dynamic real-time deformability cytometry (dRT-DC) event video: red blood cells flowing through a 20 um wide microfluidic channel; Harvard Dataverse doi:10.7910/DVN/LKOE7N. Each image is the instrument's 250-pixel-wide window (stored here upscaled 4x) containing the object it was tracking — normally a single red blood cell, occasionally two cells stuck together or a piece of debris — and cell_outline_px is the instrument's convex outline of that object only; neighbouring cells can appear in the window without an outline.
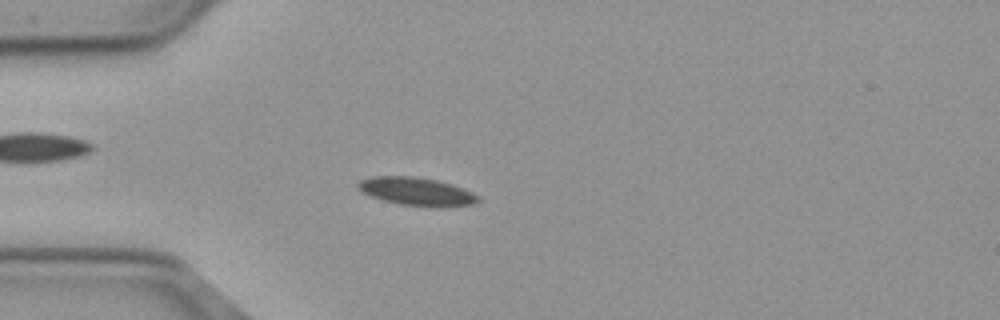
{"species": "common noctule bat (a hibernating species)", "species_latin": "Nyctalus noctula", "temperature_condition": "cold", "stored_images_in_passage": 56, "camera_frame_rate_fps": 3000, "um_per_image_px": 0.085, "animal": {"sex": "male", "body_mass_g": 23.1, "forearm_length_mm": 52.7}, "frame": {"image": 1, "passage_image": 15, "time_ms": 4.667, "image_size_px": [1000, 320], "cell_outline_px": [[480, 200], [476, 204], [444, 208], [432, 208], [400, 204], [384, 200], [360, 192], [356, 188], [356, 184], [360, 180], [372, 176], [412, 176], [436, 180], [452, 184], [472, 192], [480, 196]], "centroid_in_image_um": [35.44, 16.3], "position_along_channel_um": 49.6, "area_um2": 20.11}}
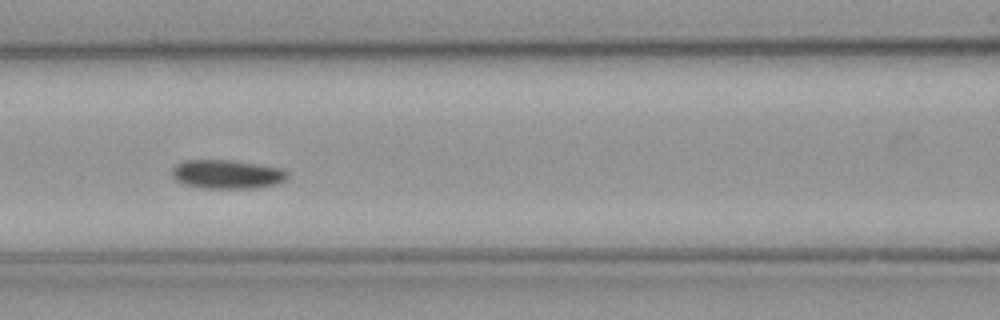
{"frame": {"image": 2, "passage_image": 24, "time_ms": 7.667, "image_size_px": [1000, 320], "cell_outline_px": [[288, 176], [284, 180], [276, 184], [256, 188], [200, 188], [184, 184], [176, 180], [172, 176], [172, 168], [176, 164], [184, 160], [228, 160], [256, 164], [280, 168], [288, 172]], "centroid_in_image_um": [19.26, 14.81], "position_along_channel_um": 147.3, "area_um2": 19.36}}
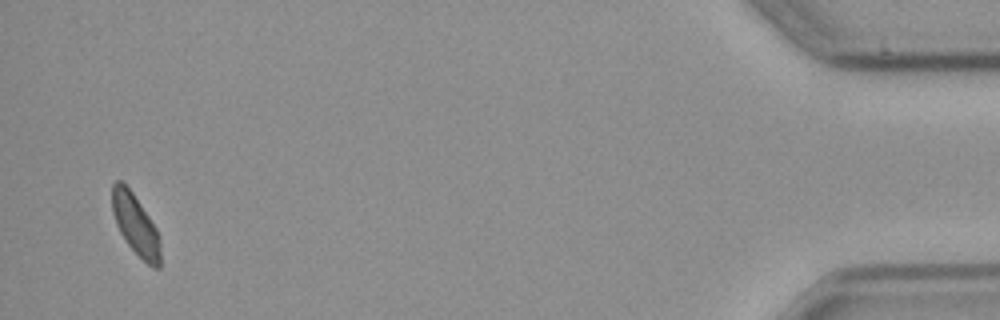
{"frame": {"image": 3, "passage_image": 54, "time_ms": 17.667, "image_size_px": [1000, 320], "cell_outline_px": [[160, 268], [152, 268], [128, 244], [120, 232], [116, 224], [112, 212], [112, 184], [116, 180], [120, 180], [132, 192], [156, 228], [160, 236]], "centroid_in_image_um": [11.52, 19.1], "position_along_channel_um": 423.7, "area_um2": 16.82}, "authors_computed_cell_mechanics": {"area_um2": 18.496, "velocity_mm_per_s": 3.6601, "shape_relaxation_time_tau1_ms": 3.18, "shape_relaxation_time_tau2_ms": null, "deformation_change_tau1": 0.0811, "deformation_change_tau2": null}}